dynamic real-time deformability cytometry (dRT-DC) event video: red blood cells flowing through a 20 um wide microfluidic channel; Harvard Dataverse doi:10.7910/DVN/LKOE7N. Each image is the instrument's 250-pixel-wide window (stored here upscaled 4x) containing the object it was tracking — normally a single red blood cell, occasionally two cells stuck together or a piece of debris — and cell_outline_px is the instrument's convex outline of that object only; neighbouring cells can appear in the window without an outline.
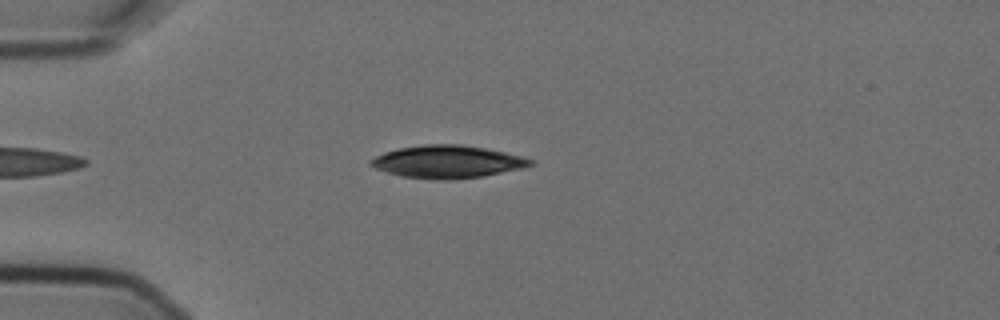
{"species": "Egyptian fruit bat (a non-hibernating species)", "species_latin": "Rousettus aegyptiacus", "temperature_condition": "cold", "stored_images_in_passage": 6, "camera_frame_rate_fps": 3000, "um_per_image_px": 0.085, "animal": {"sex": "female"}, "frame": {"image": 1, "passage_image": 5, "time_ms": 1.333, "image_size_px": [1000, 320], "cell_outline_px": [[532, 164], [520, 168], [480, 176], [448, 180], [436, 180], [400, 176], [376, 168], [368, 164], [368, 160], [384, 152], [396, 148], [424, 144], [460, 144], [484, 148], [504, 152], [520, 156], [532, 160]], "centroid_in_image_um": [37.93, 13.74], "position_along_channel_um": 47.1, "area_um2": 30.06}}